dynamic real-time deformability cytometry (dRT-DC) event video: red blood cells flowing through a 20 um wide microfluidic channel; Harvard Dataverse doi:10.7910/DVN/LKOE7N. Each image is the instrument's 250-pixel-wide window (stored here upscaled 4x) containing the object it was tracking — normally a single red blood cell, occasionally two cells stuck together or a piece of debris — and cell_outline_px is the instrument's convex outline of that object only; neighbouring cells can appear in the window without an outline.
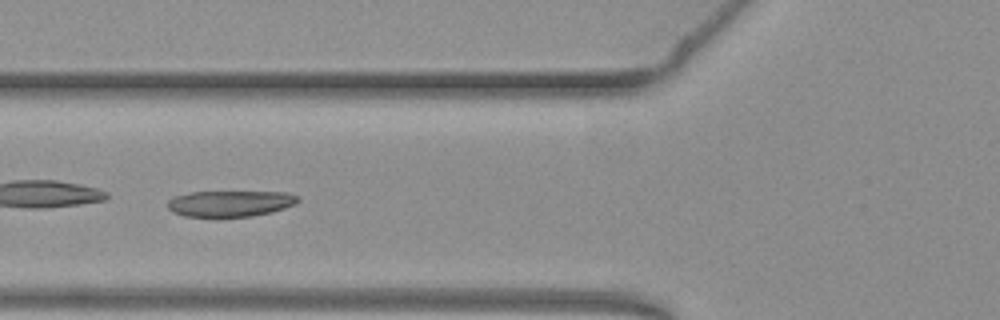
{"species": "common noctule bat (a hibernating species)", "species_latin": "Nyctalus noctula", "temperature_condition": "warm", "stored_images_in_passage": 38, "camera_frame_rate_fps": 3000, "um_per_image_px": 0.085, "animal": {"sex": "female", "body_mass_g": 19.3, "forearm_length_mm": 54.1}, "frame": {"image": 1, "passage_image": 6, "time_ms": 1.667, "image_size_px": [1000, 320], "cell_outline_px": [[300, 200], [296, 204], [272, 212], [252, 216], [184, 216], [172, 212], [168, 208], [168, 200], [172, 196], [192, 192], [288, 192], [300, 196]], "centroid_in_image_um": [19.59, 17.29], "position_along_channel_um": 106.2, "area_um2": 19.83}}
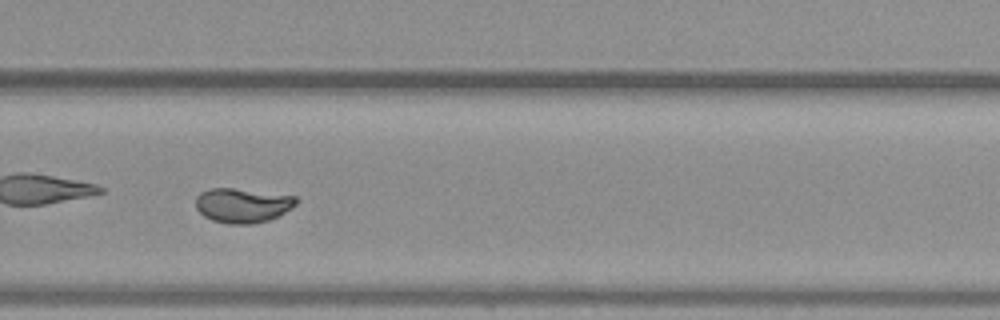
{"frame": {"image": 2, "passage_image": 22, "time_ms": 7.0, "image_size_px": [1000, 320], "cell_outline_px": [[300, 200], [292, 208], [280, 216], [268, 220], [252, 224], [228, 224], [212, 220], [204, 216], [196, 208], [196, 196], [200, 192], [212, 188], [232, 188], [296, 196]], "centroid_in_image_um": [20.64, 17.46], "position_along_channel_um": 309.2, "area_um2": 20.35}, "authors_computed_cell_mechanics": {"area_um2": 20.23, "velocity_mm_per_s": 3.7994, "shape_relaxation_time_tau1_ms": 9.0167, "shape_relaxation_time_tau2_ms": null, "deformation_change_tau1": 0.3415, "deformation_change_tau2": null}}